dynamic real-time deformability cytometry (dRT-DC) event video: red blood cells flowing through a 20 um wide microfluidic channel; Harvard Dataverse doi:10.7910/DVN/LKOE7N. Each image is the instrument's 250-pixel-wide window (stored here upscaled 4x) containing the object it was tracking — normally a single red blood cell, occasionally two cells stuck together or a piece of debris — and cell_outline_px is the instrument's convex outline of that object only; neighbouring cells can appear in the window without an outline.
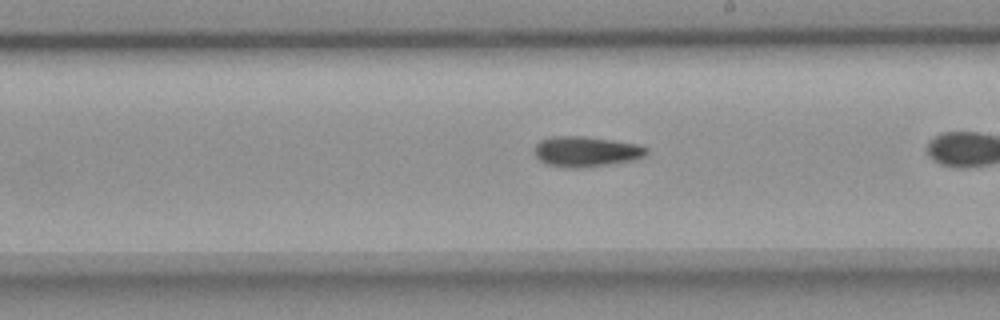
{"species": "common noctule bat (a hibernating species)", "species_latin": "Nyctalus noctula", "temperature_condition": "room temperature", "stored_images_in_passage": 27, "camera_frame_rate_fps": 3000, "um_per_image_px": 0.085, "animal": {"sex": "female", "body_mass_g": 18.4}, "frame": {"image": 1, "passage_image": 16, "time_ms": 5.0, "image_size_px": [1000, 320], "cell_outline_px": [[648, 152], [644, 156], [636, 160], [616, 164], [580, 168], [568, 168], [548, 164], [540, 160], [536, 156], [536, 144], [540, 140], [552, 136], [584, 136], [640, 144], [648, 148]], "centroid_in_image_um": [49.88, 12.89], "position_along_channel_um": 239.1, "area_um2": 20.06}}